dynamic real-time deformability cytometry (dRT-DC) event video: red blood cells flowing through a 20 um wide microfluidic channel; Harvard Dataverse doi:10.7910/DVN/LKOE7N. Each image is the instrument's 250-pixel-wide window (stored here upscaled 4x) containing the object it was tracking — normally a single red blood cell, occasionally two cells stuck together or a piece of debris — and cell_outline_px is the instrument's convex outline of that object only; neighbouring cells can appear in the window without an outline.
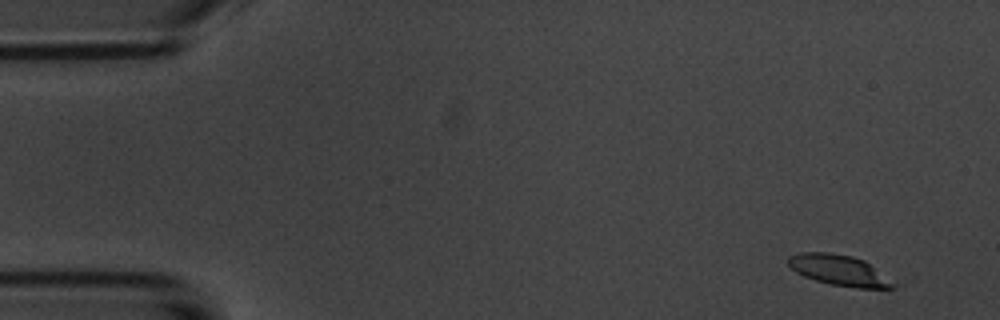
{"species": "common noctule bat (a hibernating species)", "species_latin": "Nyctalus noctula", "temperature_condition": "room temperature", "stored_images_in_passage": 6, "camera_frame_rate_fps": 3000, "um_per_image_px": 0.085, "animal": {"sex": "male", "body_mass_g": 20.1, "forearm_length_mm": 53.5}, "frame": {"image": 1, "passage_image": 2, "time_ms": 1.0, "image_size_px": [1000, 320], "cell_outline_px": [[896, 288], [856, 288], [832, 284], [816, 280], [804, 276], [796, 272], [788, 264], [788, 256], [800, 252], [828, 252], [852, 256], [864, 260], [896, 284]], "centroid_in_image_um": [71.31, 22.96], "position_along_channel_um": 13.7, "area_um2": 18.55}}